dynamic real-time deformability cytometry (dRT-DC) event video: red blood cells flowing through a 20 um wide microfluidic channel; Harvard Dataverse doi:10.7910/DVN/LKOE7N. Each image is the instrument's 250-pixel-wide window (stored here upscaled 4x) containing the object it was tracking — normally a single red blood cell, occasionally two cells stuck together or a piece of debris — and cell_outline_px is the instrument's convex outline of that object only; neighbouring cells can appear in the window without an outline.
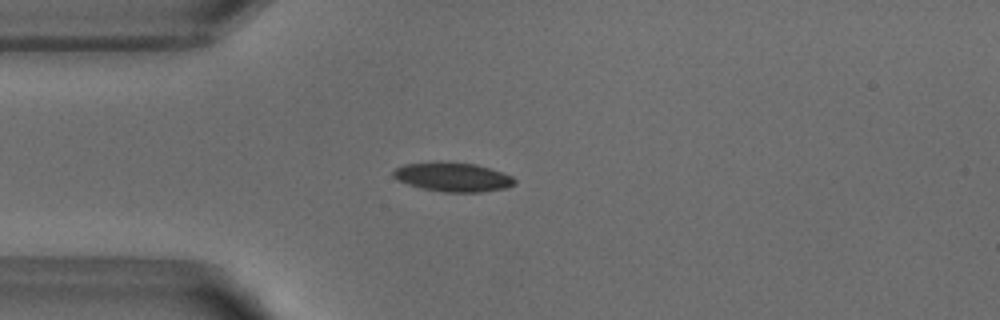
{"species": "common noctule bat (a hibernating species)", "species_latin": "Nyctalus noctula", "temperature_condition": "warm", "stored_images_in_passage": 43, "camera_frame_rate_fps": 3000, "um_per_image_px": 0.085, "animal": {"sex": "male", "body_mass_g": 18.8}, "frame": {"image": 1, "passage_image": 5, "time_ms": 1.333, "image_size_px": [1000, 320], "cell_outline_px": [[516, 184], [504, 188], [480, 192], [444, 192], [420, 188], [396, 180], [392, 176], [392, 172], [396, 168], [404, 164], [432, 160], [476, 164], [492, 168], [504, 172], [512, 176], [516, 180]], "centroid_in_image_um": [38.46, 15.02], "position_along_channel_um": 46.5, "area_um2": 21.1}}
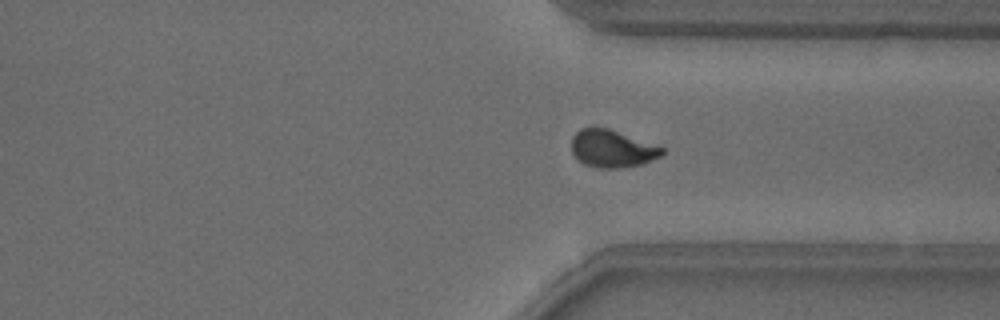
{"frame": {"image": 2, "passage_image": 30, "time_ms": 9.667, "image_size_px": [1000, 320], "cell_outline_px": [[664, 152], [660, 156], [652, 160], [640, 164], [620, 168], [600, 168], [584, 164], [572, 152], [572, 136], [580, 128], [608, 128], [664, 148]], "centroid_in_image_um": [52.02, 12.64], "position_along_channel_um": 359.4, "area_um2": 19.42}}
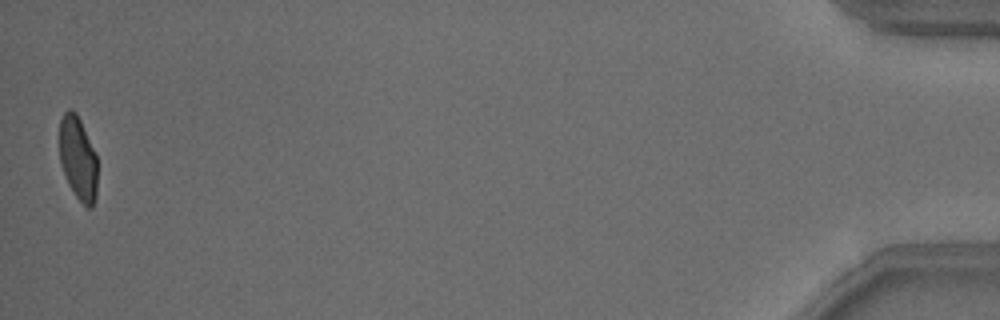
{"frame": {"image": 3, "passage_image": 43, "time_ms": 14.0, "image_size_px": [1000, 320], "cell_outline_px": [[96, 200], [92, 208], [88, 208], [76, 196], [68, 184], [60, 160], [60, 120], [64, 112], [68, 108], [72, 108], [76, 112], [96, 152]], "centroid_in_image_um": [6.64, 13.44], "position_along_channel_um": 428.6, "area_um2": 18.44}, "authors_computed_cell_mechanics": {"area_um2": 19.941, "velocity_mm_per_s": 3.8771, "shape_relaxation_time_tau1_ms": 3.9599, "shape_relaxation_time_tau2_ms": 1.0344, "deformation_change_tau1": 0.1534, "deformation_change_tau2": 0.0442}}